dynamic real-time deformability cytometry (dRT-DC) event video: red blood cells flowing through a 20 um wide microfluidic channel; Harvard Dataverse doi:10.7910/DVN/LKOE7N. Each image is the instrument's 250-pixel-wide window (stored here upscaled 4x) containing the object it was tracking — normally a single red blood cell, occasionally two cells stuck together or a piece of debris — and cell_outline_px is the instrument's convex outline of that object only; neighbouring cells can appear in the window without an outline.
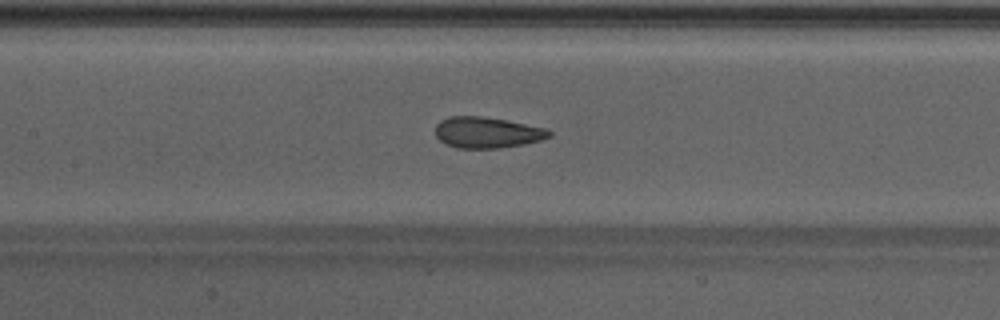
{"species": "Egyptian fruit bat (a non-hibernating species)", "species_latin": "Rousettus aegyptiacus", "temperature_condition": "warm", "stored_images_in_passage": 44, "camera_frame_rate_fps": 3000, "um_per_image_px": 0.085, "animal": {"sex": "male"}, "frame": {"image": 1, "passage_image": 19, "time_ms": 6.0, "image_size_px": [1000, 320], "cell_outline_px": [[552, 136], [540, 140], [524, 144], [500, 148], [456, 148], [440, 140], [436, 136], [436, 124], [440, 120], [448, 116], [484, 116], [508, 120], [544, 128], [552, 132]], "centroid_in_image_um": [41.4, 11.25], "position_along_channel_um": 166.0, "area_um2": 20.63}}
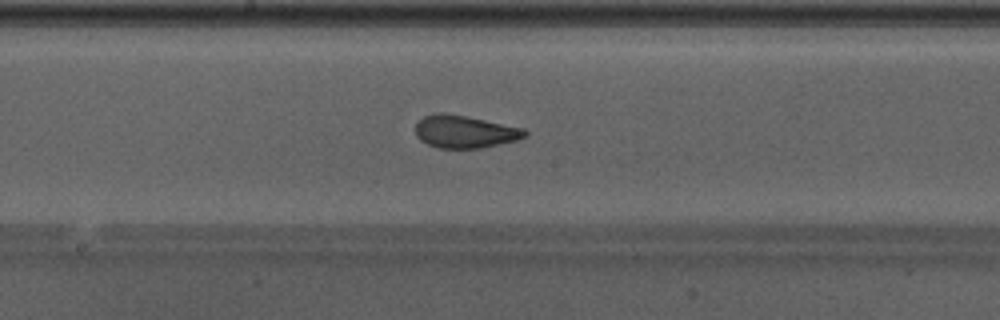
{"frame": {"image": 2, "passage_image": 22, "time_ms": 7.0, "image_size_px": [1000, 320], "cell_outline_px": [[528, 136], [516, 140], [480, 148], [440, 148], [428, 144], [420, 140], [416, 136], [416, 124], [424, 116], [436, 112], [444, 112], [468, 116], [524, 128], [528, 132]], "centroid_in_image_um": [39.51, 11.18], "position_along_channel_um": 208.7, "area_um2": 20.87}}
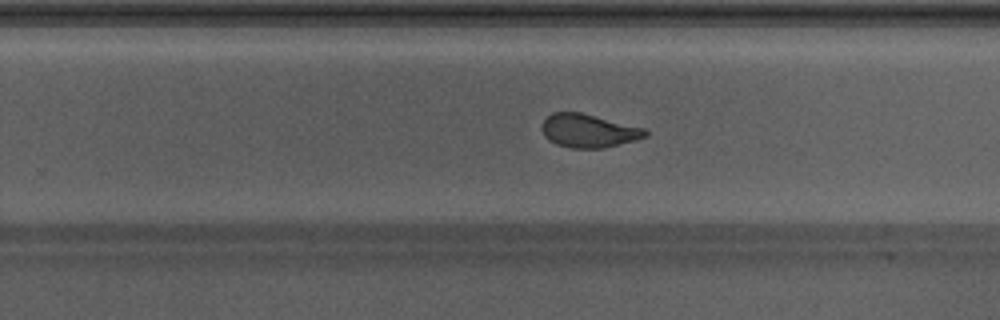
{"frame": {"image": 3, "passage_image": 27, "time_ms": 8.667, "image_size_px": [1000, 320], "cell_outline_px": [[648, 136], [604, 148], [572, 148], [556, 144], [548, 140], [544, 136], [540, 128], [540, 124], [552, 112], [580, 112], [644, 128], [648, 132]], "centroid_in_image_um": [49.98, 11.11], "position_along_channel_um": 279.8, "area_um2": 20.11}, "authors_computed_cell_mechanics": {"area_um2": 21.2704, "velocity_mm_per_s": 4.2772, "shape_relaxation_time_tau1_ms": 4.0973, "shape_relaxation_time_tau2_ms": 0.9383, "deformation_change_tau1": 0.1565, "deformation_change_tau2": 0.0666}}